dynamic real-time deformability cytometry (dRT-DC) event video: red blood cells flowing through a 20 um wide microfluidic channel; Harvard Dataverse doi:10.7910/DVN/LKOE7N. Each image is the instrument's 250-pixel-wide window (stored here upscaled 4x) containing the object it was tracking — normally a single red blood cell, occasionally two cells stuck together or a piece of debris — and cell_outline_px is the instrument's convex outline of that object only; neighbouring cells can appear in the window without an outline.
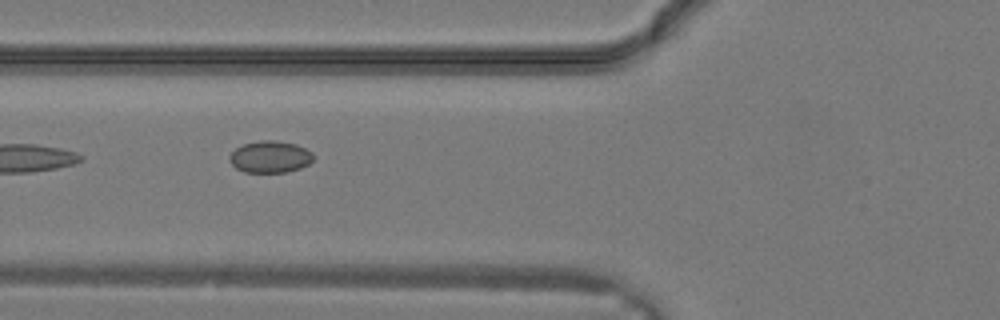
{"species": "common noctule bat (a hibernating species)", "species_latin": "Nyctalus noctula", "temperature_condition": "warm", "stored_images_in_passage": 17, "camera_frame_rate_fps": 3000, "um_per_image_px": 0.085, "animal": {"sex": "male", "body_mass_g": 19.2, "forearm_length_mm": 51.8}, "frame": {"image": 1, "passage_image": 6, "time_ms": 1.667, "image_size_px": [1000, 320], "cell_outline_px": [[312, 160], [308, 164], [300, 168], [288, 172], [244, 172], [236, 168], [228, 160], [228, 156], [236, 148], [244, 144], [260, 140], [276, 140], [296, 144], [312, 152]], "centroid_in_image_um": [22.93, 13.33], "position_along_channel_um": 102.9, "area_um2": 15.55}}